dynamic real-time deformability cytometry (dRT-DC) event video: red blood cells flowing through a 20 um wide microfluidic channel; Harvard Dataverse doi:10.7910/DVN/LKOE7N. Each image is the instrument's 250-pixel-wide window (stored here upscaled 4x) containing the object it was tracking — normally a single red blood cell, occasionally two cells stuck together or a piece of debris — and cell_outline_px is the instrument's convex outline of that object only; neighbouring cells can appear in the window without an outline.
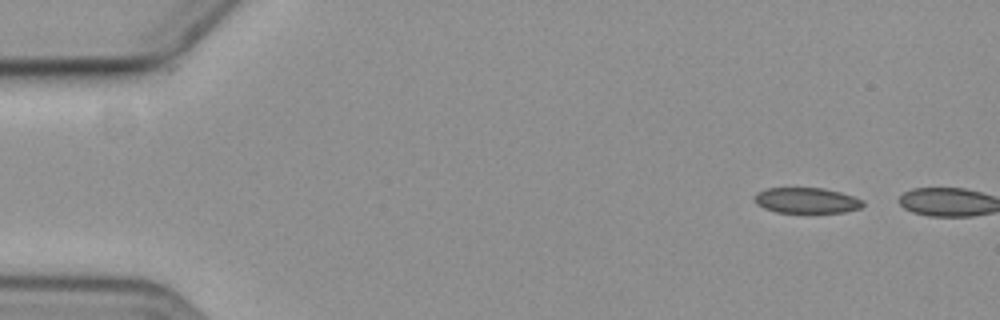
{"species": "common noctule bat (a hibernating species)", "species_latin": "Nyctalus noctula", "temperature_condition": "cold", "stored_images_in_passage": 2, "camera_frame_rate_fps": 3000, "um_per_image_px": 0.085, "animal": {"sex": "female", "body_mass_g": 19.3, "forearm_length_mm": 54.1}, "frame": {"image": 1, "passage_image": 1, "time_ms": 0.0, "image_size_px": [1000, 320], "cell_outline_px": [[864, 204], [860, 208], [844, 212], [776, 212], [764, 208], [756, 204], [752, 196], [756, 192], [768, 188], [824, 188], [840, 192], [864, 200]], "centroid_in_image_um": [68.52, 17.03], "position_along_channel_um": 16.5, "area_um2": 16.18}}